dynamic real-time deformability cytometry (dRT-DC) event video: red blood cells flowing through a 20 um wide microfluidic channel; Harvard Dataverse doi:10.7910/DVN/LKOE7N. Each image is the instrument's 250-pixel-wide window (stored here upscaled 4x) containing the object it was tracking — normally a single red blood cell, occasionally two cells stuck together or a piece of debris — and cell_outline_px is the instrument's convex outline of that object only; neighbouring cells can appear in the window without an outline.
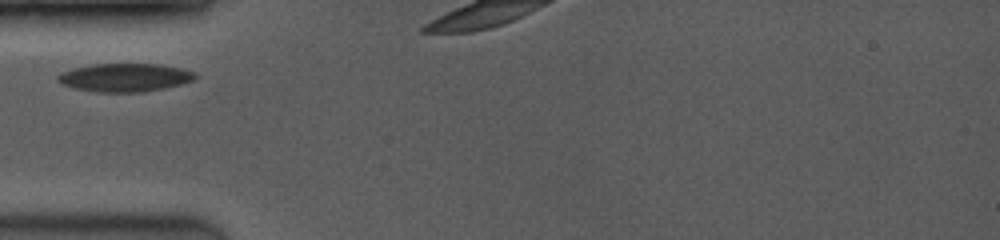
{"species": "common noctule bat (a hibernating species)", "species_latin": "Nyctalus noctula", "temperature_condition": "room temperature", "stored_images_in_passage": 2, "camera_frame_rate_fps": 3500, "um_per_image_px": 0.085, "animal": {"sex": "female", "body_mass_g": 19.0, "forearm_length_mm": 53.3}, "frame": {"image": 1, "passage_image": 1, "time_ms": 0.0, "image_size_px": [1000, 240], "cell_outline_px": [[196, 76], [192, 80], [180, 84], [164, 88], [140, 92], [96, 92], [76, 88], [60, 84], [56, 80], [56, 76], [60, 72], [72, 68], [92, 64], [160, 64], [180, 68], [196, 72]], "centroid_in_image_um": [10.55, 6.58], "position_along_channel_um": 74.4, "area_um2": 22.66}}